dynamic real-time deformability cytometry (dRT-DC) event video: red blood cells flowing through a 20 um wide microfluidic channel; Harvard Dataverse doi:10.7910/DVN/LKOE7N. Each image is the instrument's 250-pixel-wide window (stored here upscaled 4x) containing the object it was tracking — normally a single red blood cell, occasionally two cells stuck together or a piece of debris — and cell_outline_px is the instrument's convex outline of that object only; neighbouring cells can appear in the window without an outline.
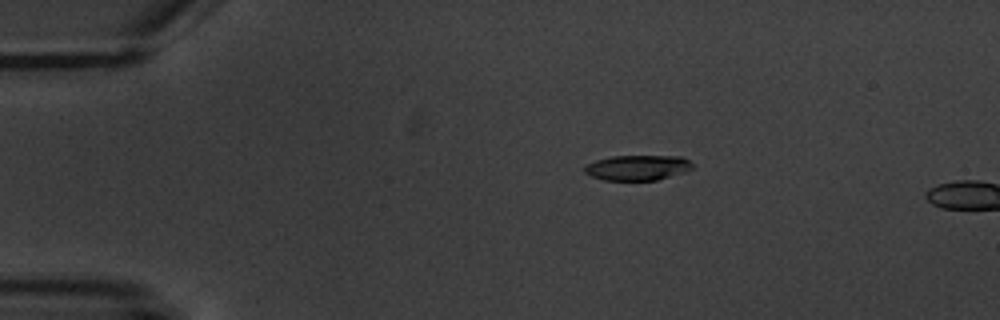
{"species": "common noctule bat (a hibernating species)", "species_latin": "Nyctalus noctula", "temperature_condition": "warm", "stored_images_in_passage": 2, "camera_frame_rate_fps": 3000, "um_per_image_px": 0.085, "animal": {"sex": "male", "body_mass_g": 20.1, "forearm_length_mm": 53.5}, "frame": {"image": 1, "passage_image": 1, "time_ms": 0.0, "image_size_px": [1000, 320], "cell_outline_px": [[692, 168], [684, 172], [656, 180], [604, 180], [592, 176], [584, 172], [584, 168], [588, 164], [596, 160], [612, 156], [680, 156], [688, 160], [692, 164]], "centroid_in_image_um": [54.18, 14.25], "position_along_channel_um": 30.8, "area_um2": 15.66}}